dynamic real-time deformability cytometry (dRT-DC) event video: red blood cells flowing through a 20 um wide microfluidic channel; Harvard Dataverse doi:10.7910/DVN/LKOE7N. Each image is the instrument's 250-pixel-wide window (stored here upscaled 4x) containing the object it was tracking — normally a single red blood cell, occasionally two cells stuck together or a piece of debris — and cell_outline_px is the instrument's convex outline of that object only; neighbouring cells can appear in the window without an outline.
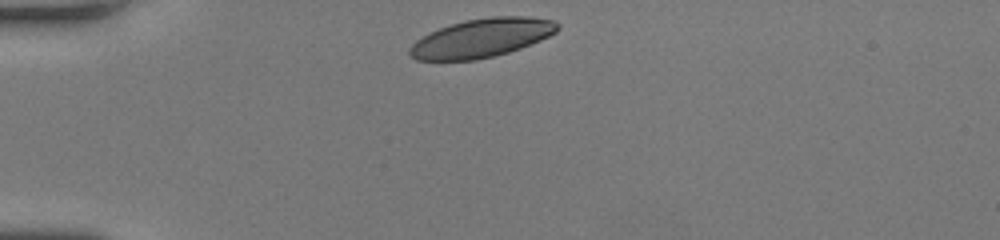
{"species": "human", "species_latin": "Homo sapiens", "temperature_condition": "room temperature", "stored_images_in_passage": 29, "camera_frame_rate_fps": 3000, "um_per_image_px": 0.085, "donor": {"sex": "female"}, "frame": {"image": 1, "passage_image": 1, "time_ms": 0.0, "image_size_px": [1000, 240], "cell_outline_px": [[560, 28], [556, 32], [540, 40], [520, 48], [508, 52], [476, 60], [416, 60], [408, 56], [408, 48], [416, 40], [428, 32], [464, 20], [492, 16], [528, 16], [552, 20], [560, 24]], "centroid_in_image_um": [40.91, 3.22], "position_along_channel_um": 44.1, "area_um2": 33.41}}
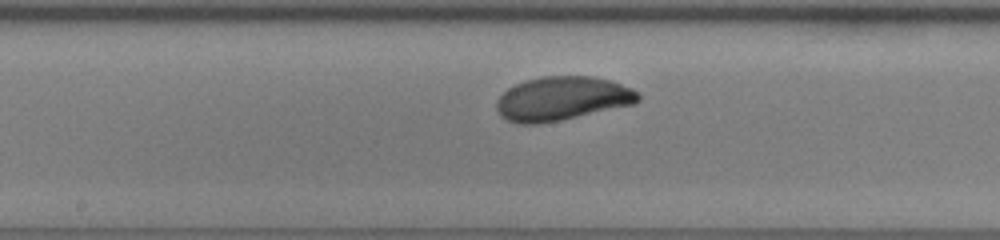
{"frame": {"image": 2, "passage_image": 15, "time_ms": 4.667, "image_size_px": [1000, 240], "cell_outline_px": [[640, 100], [636, 104], [560, 120], [540, 124], [516, 124], [500, 116], [496, 108], [496, 100], [508, 88], [524, 80], [544, 76], [592, 76], [608, 80], [632, 88], [640, 96]], "centroid_in_image_um": [47.76, 8.39], "position_along_channel_um": 200.4, "area_um2": 36.3}}
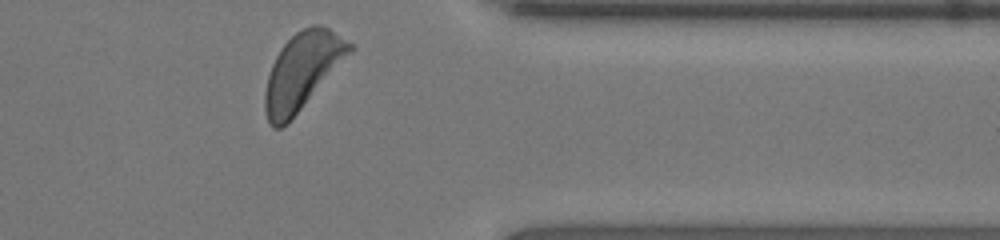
{"frame": {"image": 3, "passage_image": 29, "time_ms": 9.333, "image_size_px": [1000, 240], "cell_outline_px": [[356, 48], [288, 124], [280, 128], [272, 128], [268, 124], [264, 108], [264, 92], [268, 76], [272, 64], [280, 48], [296, 32], [312, 24], [316, 24], [328, 28], [352, 44]], "centroid_in_image_um": [25.68, 6.07], "position_along_channel_um": 385.7, "area_um2": 37.86}, "authors_computed_cell_mechanics": {"area_um2": 35.6626, "velocity_mm_per_s": 4.1583, "shape_relaxation_time_tau1_ms": 2.0562, "shape_relaxation_time_tau2_ms": null, "deformation_change_tau1": 0.1328, "deformation_change_tau2": null}}